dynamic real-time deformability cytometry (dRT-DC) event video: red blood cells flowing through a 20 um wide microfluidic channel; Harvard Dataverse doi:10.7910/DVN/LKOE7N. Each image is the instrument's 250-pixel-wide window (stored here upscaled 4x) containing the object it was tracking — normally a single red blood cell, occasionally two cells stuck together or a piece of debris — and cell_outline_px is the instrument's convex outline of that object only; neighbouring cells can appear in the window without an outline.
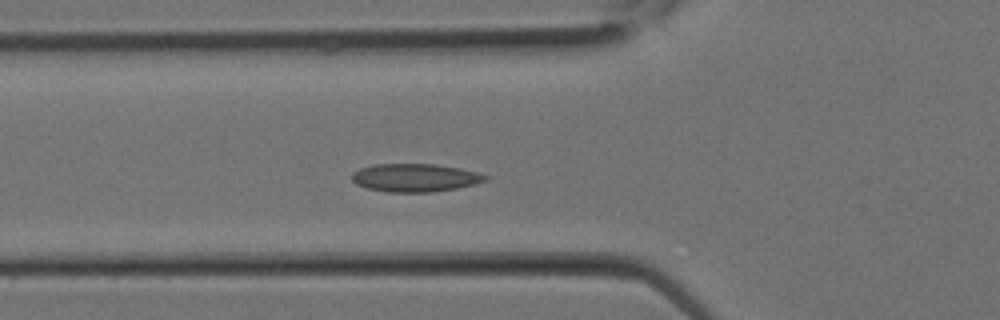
{"species": "Egyptian fruit bat (a non-hibernating species)", "species_latin": "Rousettus aegyptiacus", "temperature_condition": "room temperature", "stored_images_in_passage": 13, "camera_frame_rate_fps": 3000, "um_per_image_px": 0.085, "animal": {"sex": "female"}, "frame": {"image": 1, "passage_image": 8, "time_ms": 2.333, "image_size_px": [1000, 320], "cell_outline_px": [[488, 180], [476, 184], [456, 188], [432, 192], [388, 192], [368, 188], [356, 184], [352, 180], [352, 172], [360, 168], [372, 164], [436, 164], [460, 168], [476, 172], [488, 176]], "centroid_in_image_um": [35.28, 15.1], "position_along_channel_um": 90.5, "area_um2": 21.91}}
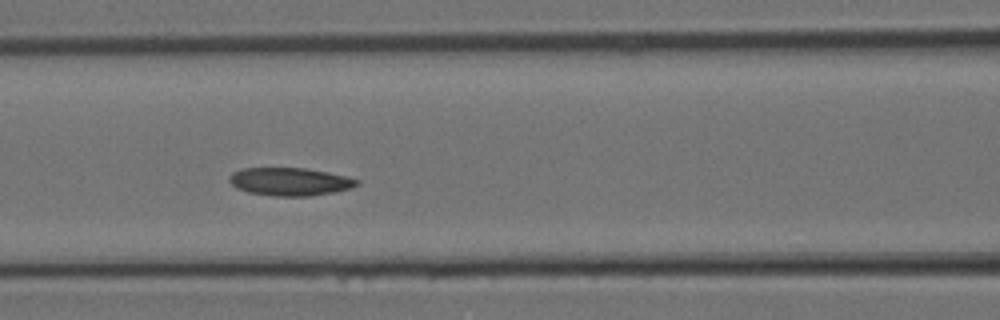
{"frame": {"image": 2, "passage_image": 10, "time_ms": 3.0, "image_size_px": [1000, 320], "cell_outline_px": [[360, 184], [352, 188], [332, 192], [308, 196], [272, 196], [248, 192], [236, 188], [228, 180], [228, 176], [232, 172], [244, 168], [304, 168], [328, 172], [348, 176], [360, 180]], "centroid_in_image_um": [24.65, 15.43], "position_along_channel_um": 142.0, "area_um2": 20.92}}
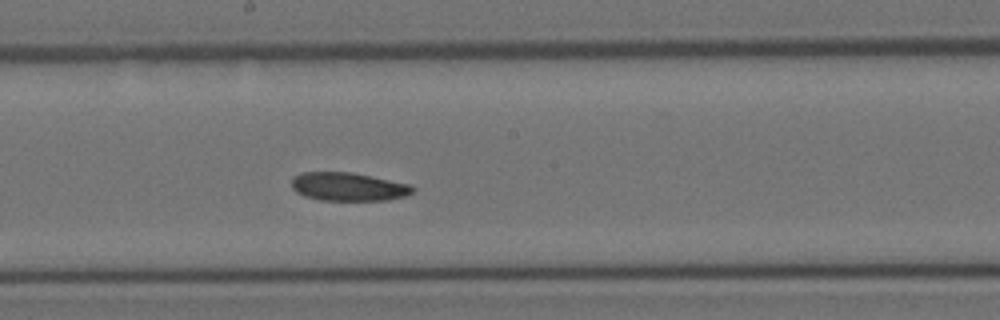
{"frame": {"image": 3, "passage_image": 13, "time_ms": 4.0, "image_size_px": [1000, 320], "cell_outline_px": [[416, 188], [412, 192], [404, 196], [388, 200], [320, 200], [304, 196], [296, 192], [292, 188], [292, 180], [300, 172], [352, 172], [412, 184]], "centroid_in_image_um": [29.63, 15.86], "position_along_channel_um": 218.6, "area_um2": 20.11}}